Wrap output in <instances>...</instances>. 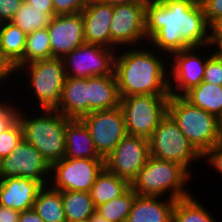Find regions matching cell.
Here are the masks:
<instances>
[{
  "label": "cell",
  "mask_w": 222,
  "mask_h": 222,
  "mask_svg": "<svg viewBox=\"0 0 222 222\" xmlns=\"http://www.w3.org/2000/svg\"><path fill=\"white\" fill-rule=\"evenodd\" d=\"M145 34L147 44L168 57L209 44V24L200 0H149Z\"/></svg>",
  "instance_id": "obj_1"
},
{
  "label": "cell",
  "mask_w": 222,
  "mask_h": 222,
  "mask_svg": "<svg viewBox=\"0 0 222 222\" xmlns=\"http://www.w3.org/2000/svg\"><path fill=\"white\" fill-rule=\"evenodd\" d=\"M114 73L121 98L170 95L169 57L148 44L118 49Z\"/></svg>",
  "instance_id": "obj_2"
},
{
  "label": "cell",
  "mask_w": 222,
  "mask_h": 222,
  "mask_svg": "<svg viewBox=\"0 0 222 222\" xmlns=\"http://www.w3.org/2000/svg\"><path fill=\"white\" fill-rule=\"evenodd\" d=\"M14 75H15L14 84L15 83L22 84L21 89L24 88L23 90H25V92L23 91V95H28V94L30 95V96L29 95L27 96L28 99L27 97H25L26 98L25 99L23 95H21L22 92L19 93L20 90L18 88L16 89L14 88L13 90L14 92L12 94L14 96L15 94H17L18 96L16 98L20 96L19 99L22 98L21 100H23V101H20L21 104L19 103L20 107H24V108L27 107V108H33V109L35 108L36 109H56L57 108L61 100L62 89H63V85L66 79V73H65V68H64L62 58H51V59H44V60H37V61L30 62L26 65L21 66L15 72ZM27 92L28 94H24ZM30 97H32L31 101H29ZM26 102L27 103L30 102L28 103L30 104V107ZM31 102H33L34 104ZM23 103L25 105H23Z\"/></svg>",
  "instance_id": "obj_3"
},
{
  "label": "cell",
  "mask_w": 222,
  "mask_h": 222,
  "mask_svg": "<svg viewBox=\"0 0 222 222\" xmlns=\"http://www.w3.org/2000/svg\"><path fill=\"white\" fill-rule=\"evenodd\" d=\"M70 120L55 109L20 107L18 113L23 140L33 145L50 166L65 155V128Z\"/></svg>",
  "instance_id": "obj_4"
},
{
  "label": "cell",
  "mask_w": 222,
  "mask_h": 222,
  "mask_svg": "<svg viewBox=\"0 0 222 222\" xmlns=\"http://www.w3.org/2000/svg\"><path fill=\"white\" fill-rule=\"evenodd\" d=\"M193 178L180 164L150 156L130 185L137 195L177 200L194 193L188 188Z\"/></svg>",
  "instance_id": "obj_5"
},
{
  "label": "cell",
  "mask_w": 222,
  "mask_h": 222,
  "mask_svg": "<svg viewBox=\"0 0 222 222\" xmlns=\"http://www.w3.org/2000/svg\"><path fill=\"white\" fill-rule=\"evenodd\" d=\"M167 113L202 156L222 140L220 120L192 105L183 96H169Z\"/></svg>",
  "instance_id": "obj_6"
},
{
  "label": "cell",
  "mask_w": 222,
  "mask_h": 222,
  "mask_svg": "<svg viewBox=\"0 0 222 222\" xmlns=\"http://www.w3.org/2000/svg\"><path fill=\"white\" fill-rule=\"evenodd\" d=\"M148 140L151 157L178 163L194 177L192 166L194 163H201L202 155L188 141L168 113L160 120Z\"/></svg>",
  "instance_id": "obj_7"
},
{
  "label": "cell",
  "mask_w": 222,
  "mask_h": 222,
  "mask_svg": "<svg viewBox=\"0 0 222 222\" xmlns=\"http://www.w3.org/2000/svg\"><path fill=\"white\" fill-rule=\"evenodd\" d=\"M170 95H139L121 98L126 131L128 135L149 139L167 114Z\"/></svg>",
  "instance_id": "obj_8"
},
{
  "label": "cell",
  "mask_w": 222,
  "mask_h": 222,
  "mask_svg": "<svg viewBox=\"0 0 222 222\" xmlns=\"http://www.w3.org/2000/svg\"><path fill=\"white\" fill-rule=\"evenodd\" d=\"M105 167V159L63 157L50 168L49 185L59 191L89 192Z\"/></svg>",
  "instance_id": "obj_9"
},
{
  "label": "cell",
  "mask_w": 222,
  "mask_h": 222,
  "mask_svg": "<svg viewBox=\"0 0 222 222\" xmlns=\"http://www.w3.org/2000/svg\"><path fill=\"white\" fill-rule=\"evenodd\" d=\"M210 54L211 51L207 45L191 47L173 53L169 57L170 95L183 96L203 81L206 62Z\"/></svg>",
  "instance_id": "obj_10"
},
{
  "label": "cell",
  "mask_w": 222,
  "mask_h": 222,
  "mask_svg": "<svg viewBox=\"0 0 222 222\" xmlns=\"http://www.w3.org/2000/svg\"><path fill=\"white\" fill-rule=\"evenodd\" d=\"M145 6L146 3L113 6V17L110 27V49L118 50L147 44Z\"/></svg>",
  "instance_id": "obj_11"
},
{
  "label": "cell",
  "mask_w": 222,
  "mask_h": 222,
  "mask_svg": "<svg viewBox=\"0 0 222 222\" xmlns=\"http://www.w3.org/2000/svg\"><path fill=\"white\" fill-rule=\"evenodd\" d=\"M116 49L84 43L62 58L66 77L88 78L114 73Z\"/></svg>",
  "instance_id": "obj_12"
},
{
  "label": "cell",
  "mask_w": 222,
  "mask_h": 222,
  "mask_svg": "<svg viewBox=\"0 0 222 222\" xmlns=\"http://www.w3.org/2000/svg\"><path fill=\"white\" fill-rule=\"evenodd\" d=\"M81 120L87 126L94 146L102 158H106L127 135L124 115L120 106L92 111Z\"/></svg>",
  "instance_id": "obj_13"
},
{
  "label": "cell",
  "mask_w": 222,
  "mask_h": 222,
  "mask_svg": "<svg viewBox=\"0 0 222 222\" xmlns=\"http://www.w3.org/2000/svg\"><path fill=\"white\" fill-rule=\"evenodd\" d=\"M51 166L31 144L22 140L9 156L0 159V178L23 177L49 185Z\"/></svg>",
  "instance_id": "obj_14"
},
{
  "label": "cell",
  "mask_w": 222,
  "mask_h": 222,
  "mask_svg": "<svg viewBox=\"0 0 222 222\" xmlns=\"http://www.w3.org/2000/svg\"><path fill=\"white\" fill-rule=\"evenodd\" d=\"M149 157V140L127 134L105 158V167L131 184Z\"/></svg>",
  "instance_id": "obj_15"
},
{
  "label": "cell",
  "mask_w": 222,
  "mask_h": 222,
  "mask_svg": "<svg viewBox=\"0 0 222 222\" xmlns=\"http://www.w3.org/2000/svg\"><path fill=\"white\" fill-rule=\"evenodd\" d=\"M53 58H63L84 44L82 13L55 15L47 27Z\"/></svg>",
  "instance_id": "obj_16"
},
{
  "label": "cell",
  "mask_w": 222,
  "mask_h": 222,
  "mask_svg": "<svg viewBox=\"0 0 222 222\" xmlns=\"http://www.w3.org/2000/svg\"><path fill=\"white\" fill-rule=\"evenodd\" d=\"M84 42L110 48L113 6L99 0H88L82 10Z\"/></svg>",
  "instance_id": "obj_17"
},
{
  "label": "cell",
  "mask_w": 222,
  "mask_h": 222,
  "mask_svg": "<svg viewBox=\"0 0 222 222\" xmlns=\"http://www.w3.org/2000/svg\"><path fill=\"white\" fill-rule=\"evenodd\" d=\"M42 187L29 178H0V205L20 212L32 209Z\"/></svg>",
  "instance_id": "obj_18"
},
{
  "label": "cell",
  "mask_w": 222,
  "mask_h": 222,
  "mask_svg": "<svg viewBox=\"0 0 222 222\" xmlns=\"http://www.w3.org/2000/svg\"><path fill=\"white\" fill-rule=\"evenodd\" d=\"M56 111L70 119L89 114L88 78L66 77Z\"/></svg>",
  "instance_id": "obj_19"
},
{
  "label": "cell",
  "mask_w": 222,
  "mask_h": 222,
  "mask_svg": "<svg viewBox=\"0 0 222 222\" xmlns=\"http://www.w3.org/2000/svg\"><path fill=\"white\" fill-rule=\"evenodd\" d=\"M174 199L136 195L126 222H172Z\"/></svg>",
  "instance_id": "obj_20"
},
{
  "label": "cell",
  "mask_w": 222,
  "mask_h": 222,
  "mask_svg": "<svg viewBox=\"0 0 222 222\" xmlns=\"http://www.w3.org/2000/svg\"><path fill=\"white\" fill-rule=\"evenodd\" d=\"M89 113L120 106L121 97L115 73L88 77Z\"/></svg>",
  "instance_id": "obj_21"
},
{
  "label": "cell",
  "mask_w": 222,
  "mask_h": 222,
  "mask_svg": "<svg viewBox=\"0 0 222 222\" xmlns=\"http://www.w3.org/2000/svg\"><path fill=\"white\" fill-rule=\"evenodd\" d=\"M66 151L64 157L74 159H104L95 149L87 126L81 119H71L65 128Z\"/></svg>",
  "instance_id": "obj_22"
},
{
  "label": "cell",
  "mask_w": 222,
  "mask_h": 222,
  "mask_svg": "<svg viewBox=\"0 0 222 222\" xmlns=\"http://www.w3.org/2000/svg\"><path fill=\"white\" fill-rule=\"evenodd\" d=\"M130 183L110 172L106 167L99 173L89 193L95 208L124 194Z\"/></svg>",
  "instance_id": "obj_23"
},
{
  "label": "cell",
  "mask_w": 222,
  "mask_h": 222,
  "mask_svg": "<svg viewBox=\"0 0 222 222\" xmlns=\"http://www.w3.org/2000/svg\"><path fill=\"white\" fill-rule=\"evenodd\" d=\"M183 97L192 105L207 111L209 114L222 117V86L202 81L191 88Z\"/></svg>",
  "instance_id": "obj_24"
},
{
  "label": "cell",
  "mask_w": 222,
  "mask_h": 222,
  "mask_svg": "<svg viewBox=\"0 0 222 222\" xmlns=\"http://www.w3.org/2000/svg\"><path fill=\"white\" fill-rule=\"evenodd\" d=\"M32 208L44 222H67L62 191L56 190L50 185L43 186L39 190Z\"/></svg>",
  "instance_id": "obj_25"
},
{
  "label": "cell",
  "mask_w": 222,
  "mask_h": 222,
  "mask_svg": "<svg viewBox=\"0 0 222 222\" xmlns=\"http://www.w3.org/2000/svg\"><path fill=\"white\" fill-rule=\"evenodd\" d=\"M26 33L12 22L0 23V53L13 67L22 57Z\"/></svg>",
  "instance_id": "obj_26"
},
{
  "label": "cell",
  "mask_w": 222,
  "mask_h": 222,
  "mask_svg": "<svg viewBox=\"0 0 222 222\" xmlns=\"http://www.w3.org/2000/svg\"><path fill=\"white\" fill-rule=\"evenodd\" d=\"M203 202L194 193L186 198L177 199L172 212V222H218Z\"/></svg>",
  "instance_id": "obj_27"
},
{
  "label": "cell",
  "mask_w": 222,
  "mask_h": 222,
  "mask_svg": "<svg viewBox=\"0 0 222 222\" xmlns=\"http://www.w3.org/2000/svg\"><path fill=\"white\" fill-rule=\"evenodd\" d=\"M53 58L47 28H41L26 34L23 57L12 67L14 73L30 62Z\"/></svg>",
  "instance_id": "obj_28"
},
{
  "label": "cell",
  "mask_w": 222,
  "mask_h": 222,
  "mask_svg": "<svg viewBox=\"0 0 222 222\" xmlns=\"http://www.w3.org/2000/svg\"><path fill=\"white\" fill-rule=\"evenodd\" d=\"M62 202L67 222L86 221L95 213L89 192L62 191Z\"/></svg>",
  "instance_id": "obj_29"
},
{
  "label": "cell",
  "mask_w": 222,
  "mask_h": 222,
  "mask_svg": "<svg viewBox=\"0 0 222 222\" xmlns=\"http://www.w3.org/2000/svg\"><path fill=\"white\" fill-rule=\"evenodd\" d=\"M54 16V13H45L43 9H35L24 1L10 22L29 34L38 29L47 28Z\"/></svg>",
  "instance_id": "obj_30"
},
{
  "label": "cell",
  "mask_w": 222,
  "mask_h": 222,
  "mask_svg": "<svg viewBox=\"0 0 222 222\" xmlns=\"http://www.w3.org/2000/svg\"><path fill=\"white\" fill-rule=\"evenodd\" d=\"M136 195L130 187L121 196L97 206L95 212L110 222H126Z\"/></svg>",
  "instance_id": "obj_31"
},
{
  "label": "cell",
  "mask_w": 222,
  "mask_h": 222,
  "mask_svg": "<svg viewBox=\"0 0 222 222\" xmlns=\"http://www.w3.org/2000/svg\"><path fill=\"white\" fill-rule=\"evenodd\" d=\"M23 140V130L18 119L0 133V159L9 156L14 148Z\"/></svg>",
  "instance_id": "obj_32"
},
{
  "label": "cell",
  "mask_w": 222,
  "mask_h": 222,
  "mask_svg": "<svg viewBox=\"0 0 222 222\" xmlns=\"http://www.w3.org/2000/svg\"><path fill=\"white\" fill-rule=\"evenodd\" d=\"M13 97V94L9 95L0 103V133L7 130L18 119L20 107L17 100L19 99L16 96Z\"/></svg>",
  "instance_id": "obj_33"
},
{
  "label": "cell",
  "mask_w": 222,
  "mask_h": 222,
  "mask_svg": "<svg viewBox=\"0 0 222 222\" xmlns=\"http://www.w3.org/2000/svg\"><path fill=\"white\" fill-rule=\"evenodd\" d=\"M203 81L222 86V59H218L212 54L208 56Z\"/></svg>",
  "instance_id": "obj_34"
},
{
  "label": "cell",
  "mask_w": 222,
  "mask_h": 222,
  "mask_svg": "<svg viewBox=\"0 0 222 222\" xmlns=\"http://www.w3.org/2000/svg\"><path fill=\"white\" fill-rule=\"evenodd\" d=\"M54 15H67L82 12L88 0H52Z\"/></svg>",
  "instance_id": "obj_35"
},
{
  "label": "cell",
  "mask_w": 222,
  "mask_h": 222,
  "mask_svg": "<svg viewBox=\"0 0 222 222\" xmlns=\"http://www.w3.org/2000/svg\"><path fill=\"white\" fill-rule=\"evenodd\" d=\"M14 71H13V68L10 66V64L2 57L1 53H0V90L2 91L3 89V93L5 94H9V91H10V94L13 92V87H17L19 86V88H21L20 85L18 84H15L14 86V80H15V75H14ZM4 83V84H3ZM10 83V84H8ZM8 84V85H7ZM3 87H2V86ZM7 85V87H6ZM11 85V87L9 86ZM5 86V87H4ZM9 88H12V89H8ZM2 88V89H1ZM0 91V92H1Z\"/></svg>",
  "instance_id": "obj_36"
},
{
  "label": "cell",
  "mask_w": 222,
  "mask_h": 222,
  "mask_svg": "<svg viewBox=\"0 0 222 222\" xmlns=\"http://www.w3.org/2000/svg\"><path fill=\"white\" fill-rule=\"evenodd\" d=\"M202 161L206 162V168L215 169L220 174L217 176L222 178V140L202 156Z\"/></svg>",
  "instance_id": "obj_37"
},
{
  "label": "cell",
  "mask_w": 222,
  "mask_h": 222,
  "mask_svg": "<svg viewBox=\"0 0 222 222\" xmlns=\"http://www.w3.org/2000/svg\"><path fill=\"white\" fill-rule=\"evenodd\" d=\"M24 0H0V23L10 22Z\"/></svg>",
  "instance_id": "obj_38"
},
{
  "label": "cell",
  "mask_w": 222,
  "mask_h": 222,
  "mask_svg": "<svg viewBox=\"0 0 222 222\" xmlns=\"http://www.w3.org/2000/svg\"><path fill=\"white\" fill-rule=\"evenodd\" d=\"M208 24L222 16V0H200Z\"/></svg>",
  "instance_id": "obj_39"
},
{
  "label": "cell",
  "mask_w": 222,
  "mask_h": 222,
  "mask_svg": "<svg viewBox=\"0 0 222 222\" xmlns=\"http://www.w3.org/2000/svg\"><path fill=\"white\" fill-rule=\"evenodd\" d=\"M20 211L0 205V222H19Z\"/></svg>",
  "instance_id": "obj_40"
},
{
  "label": "cell",
  "mask_w": 222,
  "mask_h": 222,
  "mask_svg": "<svg viewBox=\"0 0 222 222\" xmlns=\"http://www.w3.org/2000/svg\"><path fill=\"white\" fill-rule=\"evenodd\" d=\"M208 47L214 57L222 59V36H209Z\"/></svg>",
  "instance_id": "obj_41"
},
{
  "label": "cell",
  "mask_w": 222,
  "mask_h": 222,
  "mask_svg": "<svg viewBox=\"0 0 222 222\" xmlns=\"http://www.w3.org/2000/svg\"><path fill=\"white\" fill-rule=\"evenodd\" d=\"M31 4L33 8L43 9L45 13H54V5L52 0H24Z\"/></svg>",
  "instance_id": "obj_42"
},
{
  "label": "cell",
  "mask_w": 222,
  "mask_h": 222,
  "mask_svg": "<svg viewBox=\"0 0 222 222\" xmlns=\"http://www.w3.org/2000/svg\"><path fill=\"white\" fill-rule=\"evenodd\" d=\"M19 222H44V221L32 208V209L20 212Z\"/></svg>",
  "instance_id": "obj_43"
},
{
  "label": "cell",
  "mask_w": 222,
  "mask_h": 222,
  "mask_svg": "<svg viewBox=\"0 0 222 222\" xmlns=\"http://www.w3.org/2000/svg\"><path fill=\"white\" fill-rule=\"evenodd\" d=\"M209 36H222V16L209 24Z\"/></svg>",
  "instance_id": "obj_44"
},
{
  "label": "cell",
  "mask_w": 222,
  "mask_h": 222,
  "mask_svg": "<svg viewBox=\"0 0 222 222\" xmlns=\"http://www.w3.org/2000/svg\"><path fill=\"white\" fill-rule=\"evenodd\" d=\"M109 5H121V4H134V3H147L149 0H99Z\"/></svg>",
  "instance_id": "obj_45"
},
{
  "label": "cell",
  "mask_w": 222,
  "mask_h": 222,
  "mask_svg": "<svg viewBox=\"0 0 222 222\" xmlns=\"http://www.w3.org/2000/svg\"><path fill=\"white\" fill-rule=\"evenodd\" d=\"M88 222H110L107 221L105 218H102L98 213H94L89 219Z\"/></svg>",
  "instance_id": "obj_46"
},
{
  "label": "cell",
  "mask_w": 222,
  "mask_h": 222,
  "mask_svg": "<svg viewBox=\"0 0 222 222\" xmlns=\"http://www.w3.org/2000/svg\"><path fill=\"white\" fill-rule=\"evenodd\" d=\"M0 94H1L0 95V103L5 99V97H7L6 95H8V96L11 95V94H4L3 92L2 93L0 92ZM2 94L4 95V97Z\"/></svg>",
  "instance_id": "obj_47"
},
{
  "label": "cell",
  "mask_w": 222,
  "mask_h": 222,
  "mask_svg": "<svg viewBox=\"0 0 222 222\" xmlns=\"http://www.w3.org/2000/svg\"><path fill=\"white\" fill-rule=\"evenodd\" d=\"M219 120H220V130H221V133H222V117Z\"/></svg>",
  "instance_id": "obj_48"
}]
</instances>
